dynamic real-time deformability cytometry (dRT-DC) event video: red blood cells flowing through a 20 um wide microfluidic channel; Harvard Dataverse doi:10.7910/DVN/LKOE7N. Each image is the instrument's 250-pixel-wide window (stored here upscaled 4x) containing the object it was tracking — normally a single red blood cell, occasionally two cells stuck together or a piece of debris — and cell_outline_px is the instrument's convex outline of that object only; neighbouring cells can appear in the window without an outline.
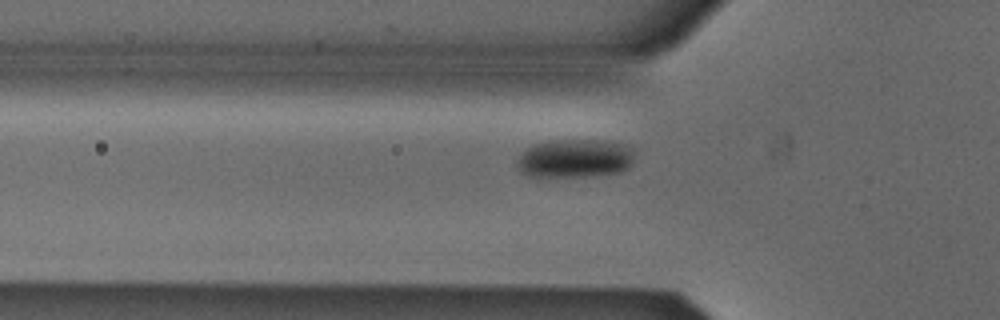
{"species": "Egyptian fruit bat (a non-hibernating species)", "species_latin": "Rousettus aegyptiacus", "temperature_condition": "cold", "stored_images_in_passage": 39, "camera_frame_rate_fps": 3000, "um_per_image_px": 0.085, "animal": {"sex": "male"}, "frame": {"image": 1, "passage_image": 9, "time_ms": 2.667, "image_size_px": [1000, 320], "cell_outline_px": [[632, 164], [628, 168], [620, 172], [584, 176], [528, 176], [516, 164], [516, 160], [532, 144], [548, 140], [604, 140], [628, 144], [632, 148]], "centroid_in_image_um": [48.89, 13.44], "position_along_channel_um": 76.9, "area_um2": 26.36}}
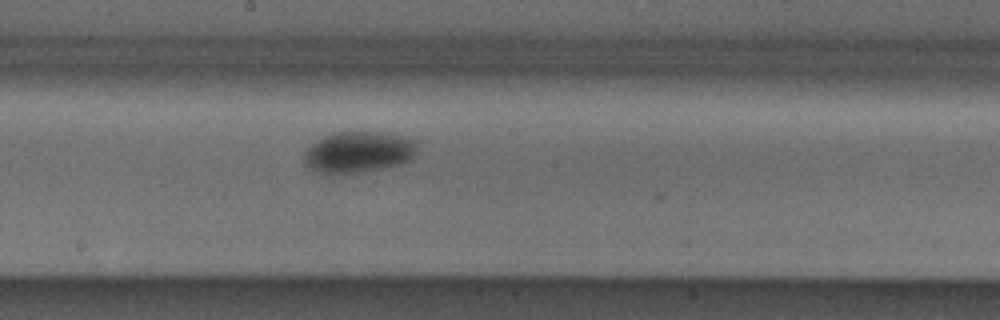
{"frame": {"image": 2, "passage_image": 20, "time_ms": 6.333, "image_size_px": [1000, 320], "cell_outline_px": [[416, 156], [400, 164], [384, 168], [360, 172], [332, 176], [328, 176], [316, 172], [308, 168], [304, 164], [304, 152], [312, 144], [336, 132], [388, 132], [416, 140]], "centroid_in_image_um": [30.46, 12.96], "position_along_channel_um": 217.7, "area_um2": 27.57}}
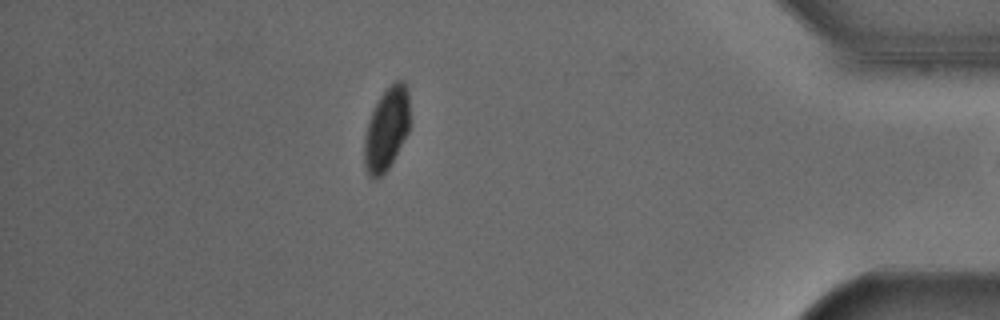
{"frame": {"image": 3, "passage_image": 38, "time_ms": 12.333, "image_size_px": [1000, 320], "cell_outline_px": [[408, 132], [388, 168], [376, 180], [372, 180], [368, 176], [364, 164], [364, 136], [368, 120], [380, 96], [396, 80], [404, 80], [408, 88]], "centroid_in_image_um": [32.83, 10.99], "position_along_channel_um": 402.4, "area_um2": 21.73}}